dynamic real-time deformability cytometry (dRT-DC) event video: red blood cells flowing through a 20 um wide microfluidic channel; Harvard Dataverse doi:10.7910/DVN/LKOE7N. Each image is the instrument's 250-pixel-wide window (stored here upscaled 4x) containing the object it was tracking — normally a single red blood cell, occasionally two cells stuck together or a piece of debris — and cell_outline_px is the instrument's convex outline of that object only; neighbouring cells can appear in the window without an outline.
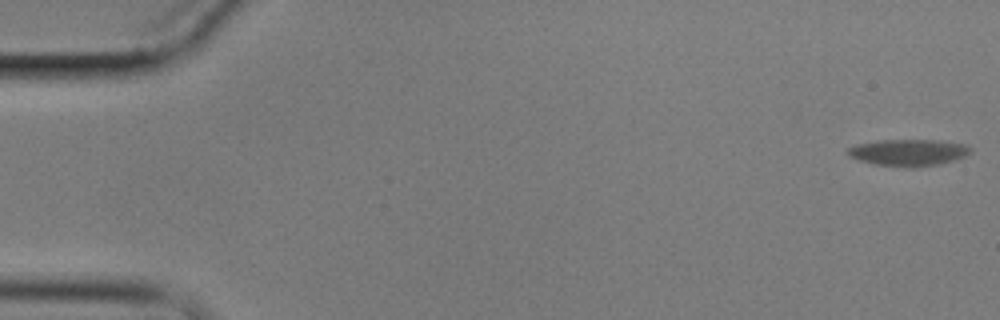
{"species": "common noctule bat (a hibernating species)", "species_latin": "Nyctalus noctula", "temperature_condition": "cold", "stored_images_in_passage": 60, "camera_frame_rate_fps": 3000, "um_per_image_px": 0.085, "animal": {"sex": "male", "body_mass_g": 17.9}, "frame": {"image": 1, "passage_image": 1, "time_ms": 0.0, "image_size_px": [1000, 320], "cell_outline_px": [[972, 152], [964, 156], [940, 164], [912, 168], [876, 164], [860, 160], [848, 156], [844, 152], [848, 148], [856, 144], [880, 140], [932, 140], [964, 144], [972, 148]], "centroid_in_image_um": [77.18, 12.96], "position_along_channel_um": 7.8, "area_um2": 19.02}}
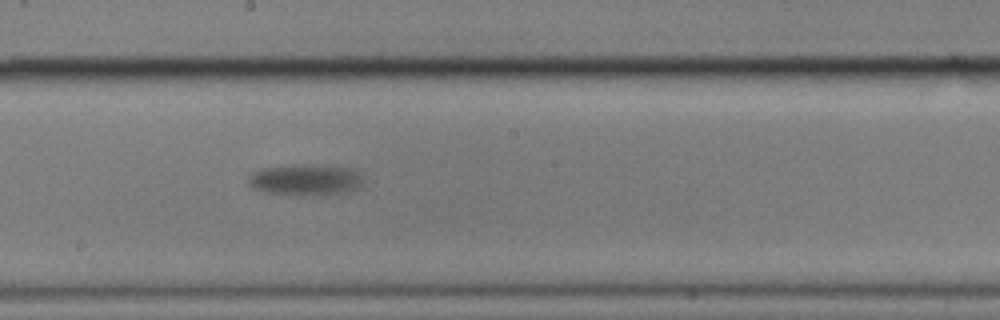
{"frame": {"image": 2, "passage_image": 37, "time_ms": 12.0, "image_size_px": [1000, 320], "cell_outline_px": [[364, 188], [324, 196], [300, 196], [264, 192], [248, 184], [248, 176], [252, 172], [264, 168], [300, 164], [304, 164], [348, 168], [364, 176]], "centroid_in_image_um": [26.02, 15.32], "position_along_channel_um": 222.2, "area_um2": 21.33}}
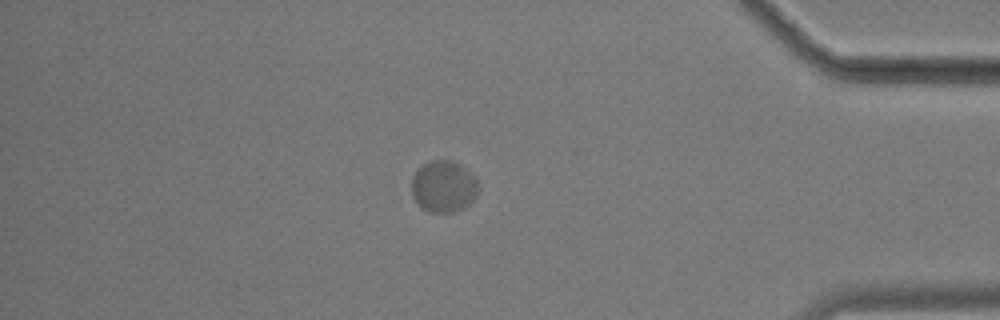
{"frame": {"image": 3, "passage_image": 58, "time_ms": 19.0, "image_size_px": [1000, 320], "cell_outline_px": [[476, 196], [468, 204], [452, 212], [428, 212], [420, 208], [416, 204], [412, 196], [412, 176], [416, 168], [428, 160], [452, 160], [460, 164], [476, 180]], "centroid_in_image_um": [37.62, 15.84], "position_along_channel_um": 397.6, "area_um2": 20.06}}